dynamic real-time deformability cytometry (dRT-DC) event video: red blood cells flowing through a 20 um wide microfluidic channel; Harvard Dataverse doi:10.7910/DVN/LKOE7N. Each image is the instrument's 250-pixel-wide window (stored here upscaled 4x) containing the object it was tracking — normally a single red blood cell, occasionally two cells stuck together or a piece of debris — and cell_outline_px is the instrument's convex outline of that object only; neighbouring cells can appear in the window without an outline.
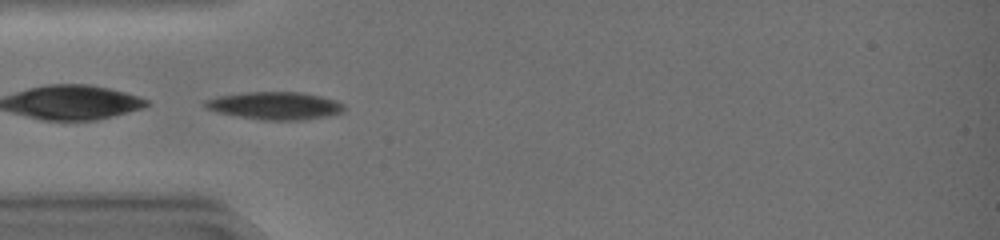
{"species": "common noctule bat (a hibernating species)", "species_latin": "Nyctalus noctula", "temperature_condition": "warm", "stored_images_in_passage": 43, "camera_frame_rate_fps": 3000, "um_per_image_px": 0.085, "animal": {"sex": "female", "body_mass_g": 19.0, "forearm_length_mm": 51.5}, "frame": {"image": 1, "passage_image": 14, "time_ms": 4.333, "image_size_px": [1000, 240], "cell_outline_px": [[344, 108], [340, 112], [324, 116], [304, 120], [264, 120], [216, 112], [208, 108], [204, 104], [204, 100], [220, 96], [244, 92], [300, 92], [320, 96], [336, 100], [344, 104]], "centroid_in_image_um": [23.37, 8.97], "position_along_channel_um": 61.6, "area_um2": 22.08}}
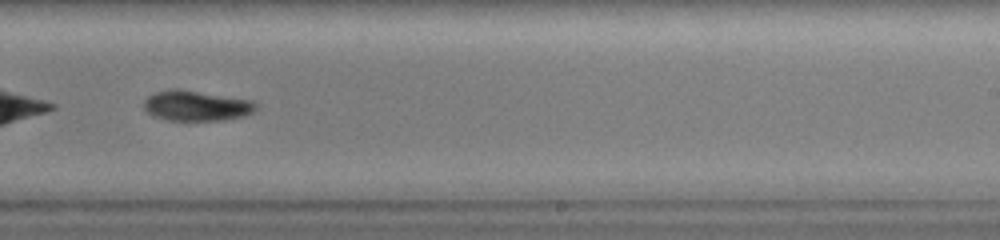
{"frame": {"image": 2, "passage_image": 29, "time_ms": 9.333, "image_size_px": [1000, 240], "cell_outline_px": [[260, 104], [252, 112], [244, 116], [224, 120], [168, 120], [152, 116], [144, 108], [144, 100], [148, 96], [156, 92], [172, 88], [180, 88], [252, 100]], "centroid_in_image_um": [16.7, 8.97], "position_along_channel_um": 272.3, "area_um2": 20.0}}
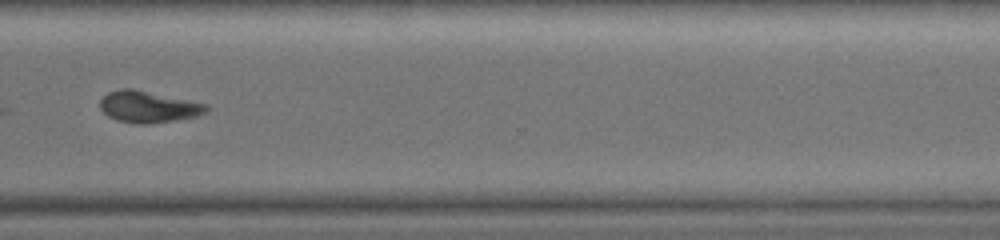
{"frame": {"image": 3, "passage_image": 35, "time_ms": 11.333, "image_size_px": [1000, 240], "cell_outline_px": [[208, 112], [196, 116], [148, 124], [140, 124], [116, 120], [108, 116], [100, 108], [100, 100], [108, 92], [120, 88], [132, 88], [208, 104]], "centroid_in_image_um": [12.59, 9.07], "position_along_channel_um": 358.0, "area_um2": 19.42}, "authors_computed_cell_mechanics": {"area_um2": 21.7906, "velocity_mm_per_s": 4.2427, "shape_relaxation_time_tau1_ms": 2.4666, "shape_relaxation_time_tau2_ms": null, "deformation_change_tau1": 0.0907, "deformation_change_tau2": null}}